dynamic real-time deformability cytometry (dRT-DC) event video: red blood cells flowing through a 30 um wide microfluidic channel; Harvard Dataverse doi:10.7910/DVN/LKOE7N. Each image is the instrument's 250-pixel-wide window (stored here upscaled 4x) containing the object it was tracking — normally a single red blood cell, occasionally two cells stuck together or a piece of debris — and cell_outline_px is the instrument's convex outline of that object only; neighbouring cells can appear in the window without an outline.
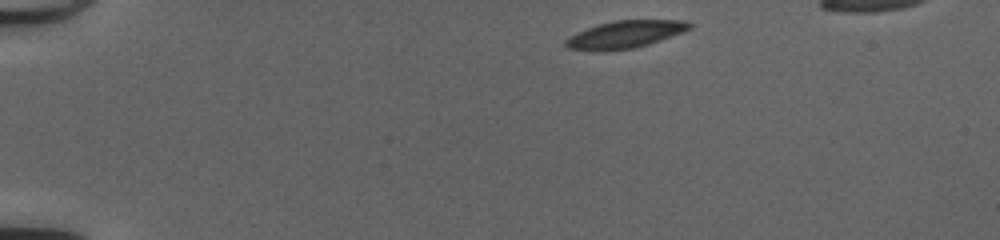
{"species": "common noctule bat (a hibernating species)", "species_latin": "Nyctalus noctula", "temperature_condition": "cold", "stored_images_in_passage": 43, "segment_of_instrument_passage": [1, 2], "camera_frame_rate_fps": 3000, "um_per_image_px": 0.085, "animal": {"sex": "female", "body_mass_g": 20.0, "forearm_length_mm": 54.0}, "frame": {"image": 1, "passage_image": 1, "time_ms": 0.0, "image_size_px": [1000, 240], "cell_outline_px": [[692, 28], [684, 32], [648, 44], [632, 48], [568, 48], [564, 44], [564, 40], [588, 28], [600, 24], [616, 20], [684, 20], [692, 24]], "centroid_in_image_um": [53.27, 2.87], "position_along_channel_um": 31.7, "area_um2": 18.67}}
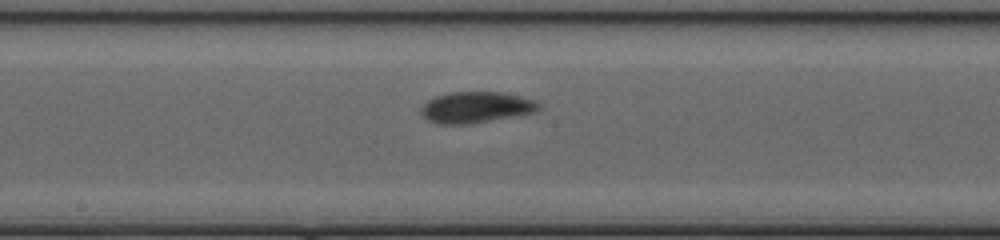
{"frame": {"image": 2, "passage_image": 20, "time_ms": 6.333, "image_size_px": [1000, 240], "cell_outline_px": [[540, 108], [536, 112], [516, 116], [472, 124], [440, 124], [428, 120], [420, 112], [420, 108], [428, 100], [436, 96], [452, 92], [504, 92], [536, 100], [540, 104]], "centroid_in_image_um": [40.49, 9.12], "position_along_channel_um": 207.7, "area_um2": 21.5}}
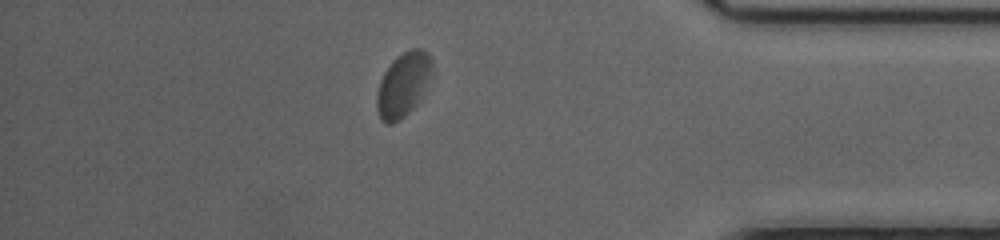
{"frame": {"image": 3, "passage_image": 36, "time_ms": 11.667, "image_size_px": [1000, 240], "cell_outline_px": [[432, 76], [416, 104], [404, 116], [392, 124], [384, 124], [380, 120], [376, 108], [376, 96], [380, 80], [384, 72], [392, 60], [396, 56], [412, 48], [420, 48], [428, 52], [432, 60]], "centroid_in_image_um": [34.26, 7.18], "position_along_channel_um": 400.9, "area_um2": 20.81}}